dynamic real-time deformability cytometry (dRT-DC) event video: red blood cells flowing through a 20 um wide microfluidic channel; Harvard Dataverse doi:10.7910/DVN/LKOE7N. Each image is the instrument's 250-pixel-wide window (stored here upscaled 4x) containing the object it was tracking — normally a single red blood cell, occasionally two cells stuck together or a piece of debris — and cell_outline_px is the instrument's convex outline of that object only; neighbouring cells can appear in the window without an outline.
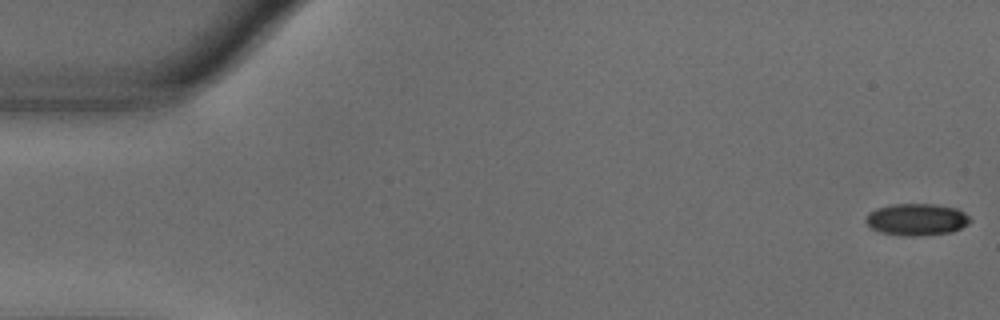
{"species": "common noctule bat (a hibernating species)", "species_latin": "Nyctalus noctula", "temperature_condition": "warm", "stored_images_in_passage": 55, "camera_frame_rate_fps": 3000, "um_per_image_px": 0.085, "animal": {"sex": "male", "body_mass_g": 18.8}, "frame": {"image": 1, "passage_image": 1, "time_ms": 0.0, "image_size_px": [1000, 320], "cell_outline_px": [[972, 220], [968, 224], [952, 232], [920, 236], [904, 236], [880, 232], [872, 228], [864, 220], [868, 212], [876, 208], [892, 204], [932, 204], [956, 208], [964, 212]], "centroid_in_image_um": [77.9, 18.66], "position_along_channel_um": 7.1, "area_um2": 19.48}}
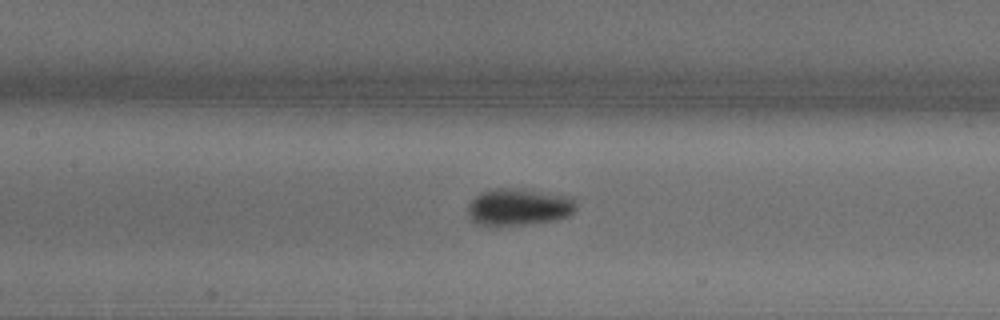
{"frame": {"image": 2, "passage_image": 25, "time_ms": 8.0, "image_size_px": [1000, 320], "cell_outline_px": [[576, 208], [568, 216], [556, 220], [528, 224], [476, 224], [468, 216], [468, 204], [480, 192], [492, 188], [512, 188], [572, 196], [576, 204]], "centroid_in_image_um": [44.09, 17.58], "position_along_channel_um": 163.3, "area_um2": 23.12}}
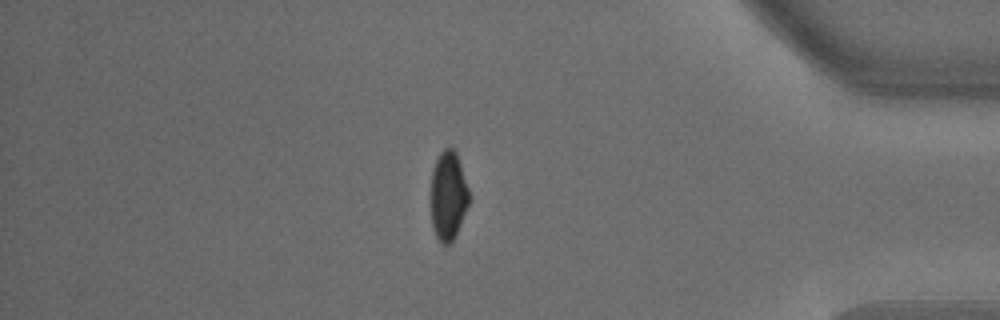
{"frame": {"image": 3, "passage_image": 47, "time_ms": 15.333, "image_size_px": [1000, 320], "cell_outline_px": [[468, 204], [456, 236], [452, 244], [440, 244], [432, 228], [432, 168], [440, 152], [444, 148], [452, 148], [456, 152], [468, 188]], "centroid_in_image_um": [38.09, 16.68], "position_along_channel_um": 397.1, "area_um2": 19.59}}